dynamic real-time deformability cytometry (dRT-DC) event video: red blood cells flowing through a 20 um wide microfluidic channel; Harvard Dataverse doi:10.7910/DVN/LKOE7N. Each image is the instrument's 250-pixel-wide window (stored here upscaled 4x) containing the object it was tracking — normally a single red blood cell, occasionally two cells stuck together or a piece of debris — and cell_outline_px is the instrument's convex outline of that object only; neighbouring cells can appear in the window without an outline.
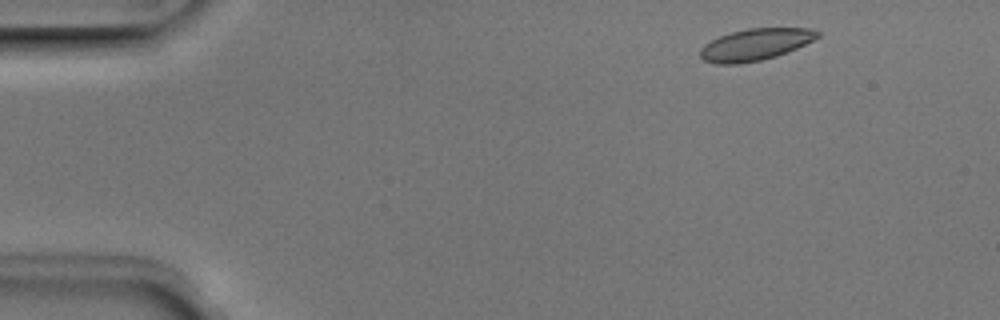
{"species": "Egyptian fruit bat (a non-hibernating species)", "species_latin": "Rousettus aegyptiacus", "temperature_condition": "room temperature", "stored_images_in_passage": 7, "camera_frame_rate_fps": 3000, "um_per_image_px": 0.085, "animal": {"sex": "male"}, "frame": {"image": 1, "passage_image": 1, "time_ms": 0.0, "image_size_px": [1000, 320], "cell_outline_px": [[820, 36], [796, 48], [776, 56], [760, 60], [740, 64], [716, 64], [704, 60], [700, 56], [700, 48], [704, 44], [720, 36], [732, 32], [748, 28], [808, 28], [820, 32]], "centroid_in_image_um": [64.17, 3.79], "position_along_channel_um": 20.8, "area_um2": 21.5}}
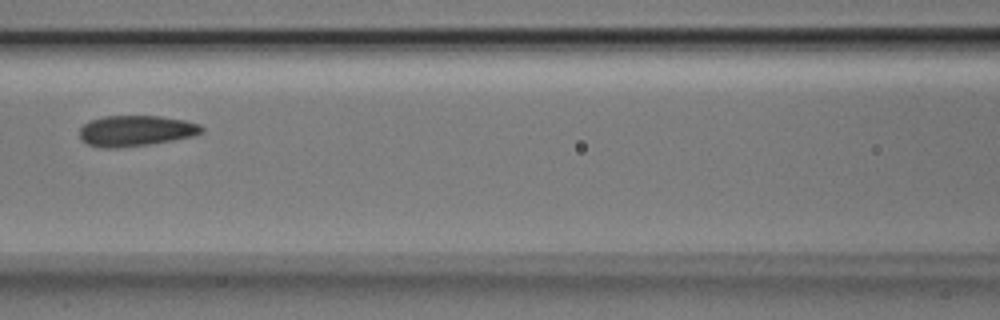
{"frame": {"image": 2, "passage_image": 6, "time_ms": 1.667, "image_size_px": [1000, 320], "cell_outline_px": [[204, 132], [196, 136], [148, 144], [120, 148], [100, 148], [88, 144], [80, 140], [80, 128], [88, 120], [104, 116], [160, 116], [184, 120], [200, 124], [204, 128]], "centroid_in_image_um": [11.54, 11.12], "position_along_channel_um": 155.1, "area_um2": 22.14}}
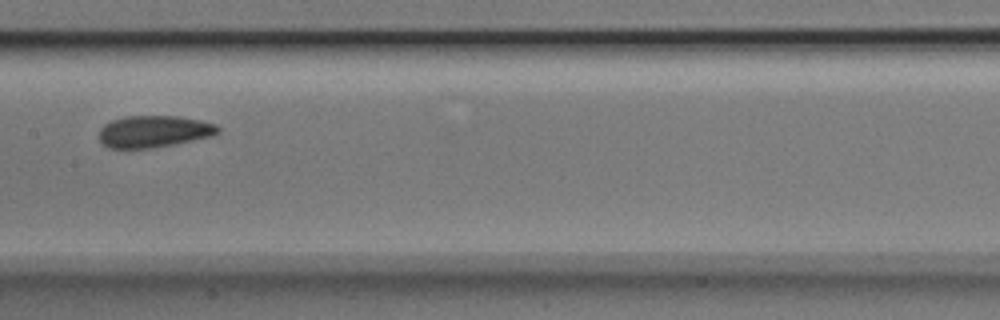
{"frame": {"image": 3, "passage_image": 7, "time_ms": 2.0, "image_size_px": [1000, 320], "cell_outline_px": [[220, 132], [212, 136], [176, 144], [152, 148], [108, 148], [100, 140], [100, 128], [104, 124], [112, 120], [124, 116], [176, 116], [200, 120], [216, 124], [220, 128]], "centroid_in_image_um": [13.1, 11.17], "position_along_channel_um": 194.3, "area_um2": 22.14}}